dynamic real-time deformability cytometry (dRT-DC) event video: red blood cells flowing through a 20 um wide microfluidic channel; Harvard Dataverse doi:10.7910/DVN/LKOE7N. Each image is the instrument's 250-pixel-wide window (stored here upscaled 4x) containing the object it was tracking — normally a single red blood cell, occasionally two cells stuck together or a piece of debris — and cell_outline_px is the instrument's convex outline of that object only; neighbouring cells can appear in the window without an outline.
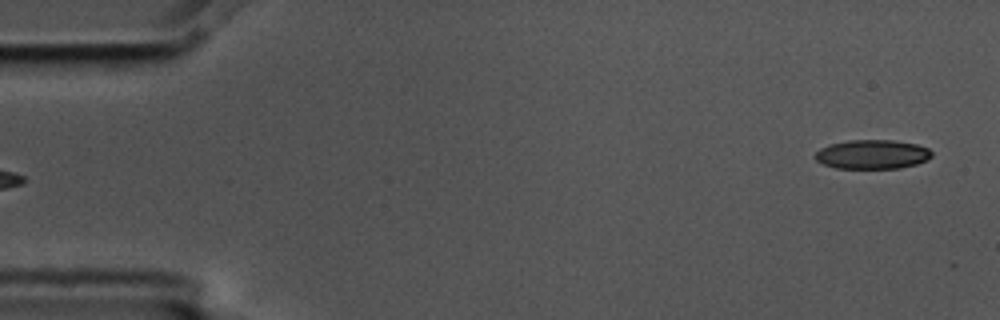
{"species": "common noctule bat (a hibernating species)", "species_latin": "Nyctalus noctula", "temperature_condition": "cold", "stored_images_in_passage": 6, "segment_of_instrument_passage": [2, 2], "camera_frame_rate_fps": 3000, "um_per_image_px": 0.085, "animal": {"sex": "male", "body_mass_g": 17.5, "forearm_length_mm": 52.3}, "frame": {"image": 1, "passage_image": 6, "time_ms": 1.667, "image_size_px": [1000, 320], "cell_outline_px": [[932, 156], [928, 160], [916, 164], [900, 168], [836, 168], [824, 164], [816, 160], [812, 156], [820, 148], [832, 144], [848, 140], [892, 140], [916, 144], [928, 148], [932, 152]], "centroid_in_image_um": [74.15, 13.12], "position_along_channel_um": 10.9, "area_um2": 19.83}}